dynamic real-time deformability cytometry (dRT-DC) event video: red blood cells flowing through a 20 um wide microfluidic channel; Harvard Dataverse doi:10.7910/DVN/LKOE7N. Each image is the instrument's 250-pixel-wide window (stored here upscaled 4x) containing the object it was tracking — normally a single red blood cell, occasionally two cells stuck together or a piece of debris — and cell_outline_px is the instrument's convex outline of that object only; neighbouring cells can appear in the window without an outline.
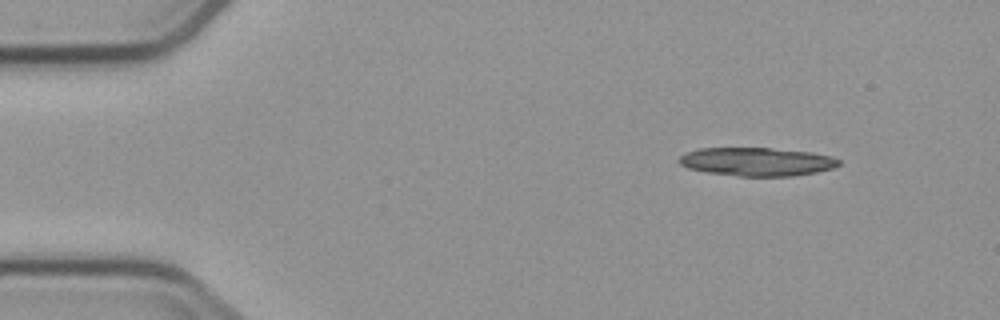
{"species": "common noctule bat (a hibernating species)", "species_latin": "Nyctalus noctula", "temperature_condition": "cold", "stored_images_in_passage": 4, "camera_frame_rate_fps": 3000, "um_per_image_px": 0.085, "animal": {"sex": "male", "body_mass_g": 23.1, "forearm_length_mm": 52.7}, "frame": {"image": 1, "passage_image": 1, "time_ms": 0.0, "image_size_px": [1000, 320], "cell_outline_px": [[840, 164], [832, 168], [816, 172], [792, 176], [740, 176], [708, 172], [688, 168], [680, 164], [676, 160], [680, 156], [688, 152], [700, 148], [768, 148], [812, 152], [832, 156], [840, 160]], "centroid_in_image_um": [64.34, 13.74], "position_along_channel_um": 20.7, "area_um2": 26.36}}